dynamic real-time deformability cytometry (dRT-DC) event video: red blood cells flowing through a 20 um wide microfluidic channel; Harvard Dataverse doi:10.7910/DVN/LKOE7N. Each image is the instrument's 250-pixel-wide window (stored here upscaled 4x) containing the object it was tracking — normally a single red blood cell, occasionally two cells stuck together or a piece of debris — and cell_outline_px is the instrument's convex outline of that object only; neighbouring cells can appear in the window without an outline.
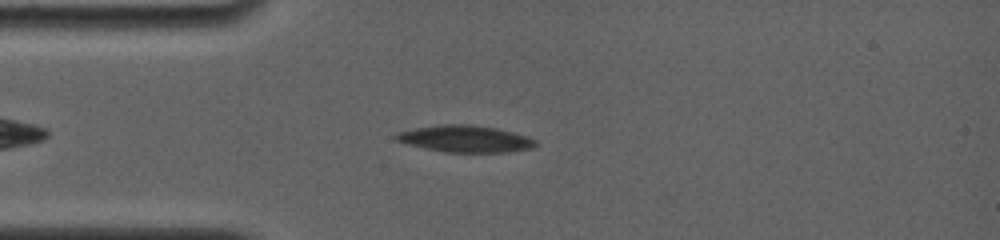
{"species": "common noctule bat (a hibernating species)", "species_latin": "Nyctalus noctula", "temperature_condition": "room temperature", "stored_images_in_passage": 7, "camera_frame_rate_fps": 4000, "um_per_image_px": 0.085, "animal": {"sex": "female", "body_mass_g": 19.0, "forearm_length_mm": 56.7}, "frame": {"image": 1, "passage_image": 3, "time_ms": 1.75, "image_size_px": [1000, 240], "cell_outline_px": [[536, 144], [532, 148], [508, 152], [444, 152], [424, 148], [408, 144], [396, 140], [392, 136], [396, 132], [412, 128], [440, 124], [468, 124], [496, 128], [528, 136], [536, 140]], "centroid_in_image_um": [39.5, 11.79], "position_along_channel_um": 45.5, "area_um2": 21.91}}
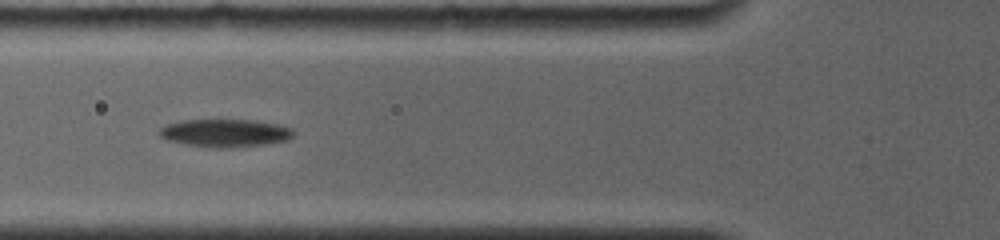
{"frame": {"image": 2, "passage_image": 5, "time_ms": 3.75, "image_size_px": [1000, 240], "cell_outline_px": [[296, 132], [288, 140], [264, 144], [220, 148], [212, 148], [188, 144], [168, 140], [160, 136], [156, 132], [160, 128], [168, 124], [180, 120], [256, 120], [276, 124], [292, 128]], "centroid_in_image_um": [19.13, 11.29], "position_along_channel_um": 106.7, "area_um2": 21.68}}
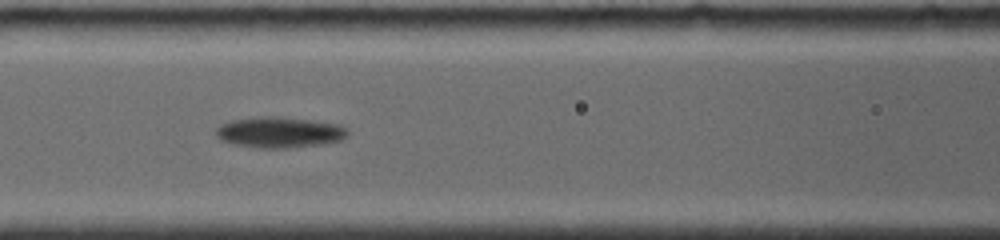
{"frame": {"image": 3, "passage_image": 6, "time_ms": 4.75, "image_size_px": [1000, 240], "cell_outline_px": [[348, 136], [340, 140], [324, 144], [288, 148], [260, 148], [232, 144], [220, 140], [216, 136], [216, 128], [220, 124], [232, 120], [256, 116], [276, 116], [340, 124], [348, 132]], "centroid_in_image_um": [23.72, 11.25], "position_along_channel_um": 142.9, "area_um2": 23.81}}